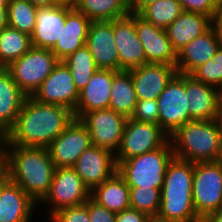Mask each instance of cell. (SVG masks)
Segmentation results:
<instances>
[{"mask_svg": "<svg viewBox=\"0 0 222 222\" xmlns=\"http://www.w3.org/2000/svg\"><path fill=\"white\" fill-rule=\"evenodd\" d=\"M87 127L74 118L66 129L47 147L56 168L73 167L80 155L91 146Z\"/></svg>", "mask_w": 222, "mask_h": 222, "instance_id": "obj_13", "label": "cell"}, {"mask_svg": "<svg viewBox=\"0 0 222 222\" xmlns=\"http://www.w3.org/2000/svg\"><path fill=\"white\" fill-rule=\"evenodd\" d=\"M26 97L9 71L0 67V128L6 133L14 126Z\"/></svg>", "mask_w": 222, "mask_h": 222, "instance_id": "obj_26", "label": "cell"}, {"mask_svg": "<svg viewBox=\"0 0 222 222\" xmlns=\"http://www.w3.org/2000/svg\"><path fill=\"white\" fill-rule=\"evenodd\" d=\"M55 169L48 148L8 145L7 177L37 204L49 193Z\"/></svg>", "mask_w": 222, "mask_h": 222, "instance_id": "obj_2", "label": "cell"}, {"mask_svg": "<svg viewBox=\"0 0 222 222\" xmlns=\"http://www.w3.org/2000/svg\"><path fill=\"white\" fill-rule=\"evenodd\" d=\"M137 100L157 99L177 73L176 66L147 63L129 70Z\"/></svg>", "mask_w": 222, "mask_h": 222, "instance_id": "obj_20", "label": "cell"}, {"mask_svg": "<svg viewBox=\"0 0 222 222\" xmlns=\"http://www.w3.org/2000/svg\"><path fill=\"white\" fill-rule=\"evenodd\" d=\"M48 222H91L88 211V200L86 203L58 210Z\"/></svg>", "mask_w": 222, "mask_h": 222, "instance_id": "obj_36", "label": "cell"}, {"mask_svg": "<svg viewBox=\"0 0 222 222\" xmlns=\"http://www.w3.org/2000/svg\"><path fill=\"white\" fill-rule=\"evenodd\" d=\"M66 22V7L52 5L38 7L36 25L31 35L33 47L52 49L61 37Z\"/></svg>", "mask_w": 222, "mask_h": 222, "instance_id": "obj_22", "label": "cell"}, {"mask_svg": "<svg viewBox=\"0 0 222 222\" xmlns=\"http://www.w3.org/2000/svg\"><path fill=\"white\" fill-rule=\"evenodd\" d=\"M215 121L222 128V89L220 90L219 96H218L217 114H216Z\"/></svg>", "mask_w": 222, "mask_h": 222, "instance_id": "obj_45", "label": "cell"}, {"mask_svg": "<svg viewBox=\"0 0 222 222\" xmlns=\"http://www.w3.org/2000/svg\"><path fill=\"white\" fill-rule=\"evenodd\" d=\"M213 25L217 29L220 41L222 43V0L219 2V6L213 20Z\"/></svg>", "mask_w": 222, "mask_h": 222, "instance_id": "obj_43", "label": "cell"}, {"mask_svg": "<svg viewBox=\"0 0 222 222\" xmlns=\"http://www.w3.org/2000/svg\"><path fill=\"white\" fill-rule=\"evenodd\" d=\"M130 207L146 213L149 216L157 215L161 203V189L154 187H130Z\"/></svg>", "mask_w": 222, "mask_h": 222, "instance_id": "obj_34", "label": "cell"}, {"mask_svg": "<svg viewBox=\"0 0 222 222\" xmlns=\"http://www.w3.org/2000/svg\"><path fill=\"white\" fill-rule=\"evenodd\" d=\"M86 46L99 69L120 71V59L113 34V20L91 21Z\"/></svg>", "mask_w": 222, "mask_h": 222, "instance_id": "obj_17", "label": "cell"}, {"mask_svg": "<svg viewBox=\"0 0 222 222\" xmlns=\"http://www.w3.org/2000/svg\"><path fill=\"white\" fill-rule=\"evenodd\" d=\"M88 211L91 222H116V213L99 205L91 197L88 199Z\"/></svg>", "mask_w": 222, "mask_h": 222, "instance_id": "obj_39", "label": "cell"}, {"mask_svg": "<svg viewBox=\"0 0 222 222\" xmlns=\"http://www.w3.org/2000/svg\"><path fill=\"white\" fill-rule=\"evenodd\" d=\"M80 121L90 133L91 144L108 149L114 155L119 150L127 117L111 108L85 113Z\"/></svg>", "mask_w": 222, "mask_h": 222, "instance_id": "obj_11", "label": "cell"}, {"mask_svg": "<svg viewBox=\"0 0 222 222\" xmlns=\"http://www.w3.org/2000/svg\"><path fill=\"white\" fill-rule=\"evenodd\" d=\"M220 89L196 81L186 75V96L188 113L192 120H214L217 114Z\"/></svg>", "mask_w": 222, "mask_h": 222, "instance_id": "obj_24", "label": "cell"}, {"mask_svg": "<svg viewBox=\"0 0 222 222\" xmlns=\"http://www.w3.org/2000/svg\"><path fill=\"white\" fill-rule=\"evenodd\" d=\"M221 45L218 31L212 25L177 52V73L190 75L197 67L209 61Z\"/></svg>", "mask_w": 222, "mask_h": 222, "instance_id": "obj_18", "label": "cell"}, {"mask_svg": "<svg viewBox=\"0 0 222 222\" xmlns=\"http://www.w3.org/2000/svg\"><path fill=\"white\" fill-rule=\"evenodd\" d=\"M117 71L98 69L88 84L79 93V99L73 112L76 119L93 110L109 108L113 75Z\"/></svg>", "mask_w": 222, "mask_h": 222, "instance_id": "obj_21", "label": "cell"}, {"mask_svg": "<svg viewBox=\"0 0 222 222\" xmlns=\"http://www.w3.org/2000/svg\"><path fill=\"white\" fill-rule=\"evenodd\" d=\"M186 74L176 73L157 98L158 125L170 137L179 127L193 121L188 113Z\"/></svg>", "mask_w": 222, "mask_h": 222, "instance_id": "obj_9", "label": "cell"}, {"mask_svg": "<svg viewBox=\"0 0 222 222\" xmlns=\"http://www.w3.org/2000/svg\"><path fill=\"white\" fill-rule=\"evenodd\" d=\"M0 144H8L7 133L0 128Z\"/></svg>", "mask_w": 222, "mask_h": 222, "instance_id": "obj_50", "label": "cell"}, {"mask_svg": "<svg viewBox=\"0 0 222 222\" xmlns=\"http://www.w3.org/2000/svg\"><path fill=\"white\" fill-rule=\"evenodd\" d=\"M37 9L28 0L8 1V26L31 36L36 25Z\"/></svg>", "mask_w": 222, "mask_h": 222, "instance_id": "obj_33", "label": "cell"}, {"mask_svg": "<svg viewBox=\"0 0 222 222\" xmlns=\"http://www.w3.org/2000/svg\"><path fill=\"white\" fill-rule=\"evenodd\" d=\"M203 222H222V207L216 212L212 213Z\"/></svg>", "mask_w": 222, "mask_h": 222, "instance_id": "obj_47", "label": "cell"}, {"mask_svg": "<svg viewBox=\"0 0 222 222\" xmlns=\"http://www.w3.org/2000/svg\"><path fill=\"white\" fill-rule=\"evenodd\" d=\"M159 108L157 99L137 100L131 119L158 125Z\"/></svg>", "mask_w": 222, "mask_h": 222, "instance_id": "obj_37", "label": "cell"}, {"mask_svg": "<svg viewBox=\"0 0 222 222\" xmlns=\"http://www.w3.org/2000/svg\"><path fill=\"white\" fill-rule=\"evenodd\" d=\"M7 5L8 3H0V31L8 26Z\"/></svg>", "mask_w": 222, "mask_h": 222, "instance_id": "obj_44", "label": "cell"}, {"mask_svg": "<svg viewBox=\"0 0 222 222\" xmlns=\"http://www.w3.org/2000/svg\"><path fill=\"white\" fill-rule=\"evenodd\" d=\"M8 144H0V181L7 177Z\"/></svg>", "mask_w": 222, "mask_h": 222, "instance_id": "obj_41", "label": "cell"}, {"mask_svg": "<svg viewBox=\"0 0 222 222\" xmlns=\"http://www.w3.org/2000/svg\"><path fill=\"white\" fill-rule=\"evenodd\" d=\"M137 102L130 71H117L113 75L109 108L117 113L131 117Z\"/></svg>", "mask_w": 222, "mask_h": 222, "instance_id": "obj_28", "label": "cell"}, {"mask_svg": "<svg viewBox=\"0 0 222 222\" xmlns=\"http://www.w3.org/2000/svg\"><path fill=\"white\" fill-rule=\"evenodd\" d=\"M183 12L178 0H157L138 14L155 26L166 29Z\"/></svg>", "mask_w": 222, "mask_h": 222, "instance_id": "obj_32", "label": "cell"}, {"mask_svg": "<svg viewBox=\"0 0 222 222\" xmlns=\"http://www.w3.org/2000/svg\"><path fill=\"white\" fill-rule=\"evenodd\" d=\"M38 204L8 177L0 181V222H32Z\"/></svg>", "mask_w": 222, "mask_h": 222, "instance_id": "obj_19", "label": "cell"}, {"mask_svg": "<svg viewBox=\"0 0 222 222\" xmlns=\"http://www.w3.org/2000/svg\"><path fill=\"white\" fill-rule=\"evenodd\" d=\"M113 34L120 59V71L147 64L144 48L135 28V13L113 20Z\"/></svg>", "mask_w": 222, "mask_h": 222, "instance_id": "obj_14", "label": "cell"}, {"mask_svg": "<svg viewBox=\"0 0 222 222\" xmlns=\"http://www.w3.org/2000/svg\"><path fill=\"white\" fill-rule=\"evenodd\" d=\"M135 28L147 63L175 66L177 53L168 39L165 29L155 26L135 13Z\"/></svg>", "mask_w": 222, "mask_h": 222, "instance_id": "obj_15", "label": "cell"}, {"mask_svg": "<svg viewBox=\"0 0 222 222\" xmlns=\"http://www.w3.org/2000/svg\"><path fill=\"white\" fill-rule=\"evenodd\" d=\"M147 222H174V221L164 219L158 215H152L149 216Z\"/></svg>", "mask_w": 222, "mask_h": 222, "instance_id": "obj_49", "label": "cell"}, {"mask_svg": "<svg viewBox=\"0 0 222 222\" xmlns=\"http://www.w3.org/2000/svg\"><path fill=\"white\" fill-rule=\"evenodd\" d=\"M72 168L90 191L117 171L115 155L108 149L93 145L80 155Z\"/></svg>", "mask_w": 222, "mask_h": 222, "instance_id": "obj_16", "label": "cell"}, {"mask_svg": "<svg viewBox=\"0 0 222 222\" xmlns=\"http://www.w3.org/2000/svg\"><path fill=\"white\" fill-rule=\"evenodd\" d=\"M90 23L91 21L75 8L66 7V22L61 37L51 49L59 61L65 60L77 49L86 45Z\"/></svg>", "mask_w": 222, "mask_h": 222, "instance_id": "obj_23", "label": "cell"}, {"mask_svg": "<svg viewBox=\"0 0 222 222\" xmlns=\"http://www.w3.org/2000/svg\"><path fill=\"white\" fill-rule=\"evenodd\" d=\"M192 193L196 213L202 221L222 207V171L219 161L194 163Z\"/></svg>", "mask_w": 222, "mask_h": 222, "instance_id": "obj_6", "label": "cell"}, {"mask_svg": "<svg viewBox=\"0 0 222 222\" xmlns=\"http://www.w3.org/2000/svg\"><path fill=\"white\" fill-rule=\"evenodd\" d=\"M149 215L131 207L116 213V222H147Z\"/></svg>", "mask_w": 222, "mask_h": 222, "instance_id": "obj_40", "label": "cell"}, {"mask_svg": "<svg viewBox=\"0 0 222 222\" xmlns=\"http://www.w3.org/2000/svg\"><path fill=\"white\" fill-rule=\"evenodd\" d=\"M157 0H128V7L130 12L139 13L145 6Z\"/></svg>", "mask_w": 222, "mask_h": 222, "instance_id": "obj_42", "label": "cell"}, {"mask_svg": "<svg viewBox=\"0 0 222 222\" xmlns=\"http://www.w3.org/2000/svg\"><path fill=\"white\" fill-rule=\"evenodd\" d=\"M194 163L173 157L161 188L158 216L174 222H203L193 204Z\"/></svg>", "mask_w": 222, "mask_h": 222, "instance_id": "obj_3", "label": "cell"}, {"mask_svg": "<svg viewBox=\"0 0 222 222\" xmlns=\"http://www.w3.org/2000/svg\"><path fill=\"white\" fill-rule=\"evenodd\" d=\"M63 62L69 68L79 92L86 87L93 74L99 69L86 45L77 49Z\"/></svg>", "mask_w": 222, "mask_h": 222, "instance_id": "obj_31", "label": "cell"}, {"mask_svg": "<svg viewBox=\"0 0 222 222\" xmlns=\"http://www.w3.org/2000/svg\"><path fill=\"white\" fill-rule=\"evenodd\" d=\"M32 47L30 35L5 27L0 31V67L6 68Z\"/></svg>", "mask_w": 222, "mask_h": 222, "instance_id": "obj_30", "label": "cell"}, {"mask_svg": "<svg viewBox=\"0 0 222 222\" xmlns=\"http://www.w3.org/2000/svg\"><path fill=\"white\" fill-rule=\"evenodd\" d=\"M36 7H49L52 6V0H28Z\"/></svg>", "mask_w": 222, "mask_h": 222, "instance_id": "obj_48", "label": "cell"}, {"mask_svg": "<svg viewBox=\"0 0 222 222\" xmlns=\"http://www.w3.org/2000/svg\"><path fill=\"white\" fill-rule=\"evenodd\" d=\"M196 81L222 89V45L214 56L190 74Z\"/></svg>", "mask_w": 222, "mask_h": 222, "instance_id": "obj_35", "label": "cell"}, {"mask_svg": "<svg viewBox=\"0 0 222 222\" xmlns=\"http://www.w3.org/2000/svg\"><path fill=\"white\" fill-rule=\"evenodd\" d=\"M0 3H8V0H0Z\"/></svg>", "mask_w": 222, "mask_h": 222, "instance_id": "obj_52", "label": "cell"}, {"mask_svg": "<svg viewBox=\"0 0 222 222\" xmlns=\"http://www.w3.org/2000/svg\"><path fill=\"white\" fill-rule=\"evenodd\" d=\"M169 136L157 124L139 122L127 118L119 150L115 154L116 165L132 157L164 146Z\"/></svg>", "mask_w": 222, "mask_h": 222, "instance_id": "obj_10", "label": "cell"}, {"mask_svg": "<svg viewBox=\"0 0 222 222\" xmlns=\"http://www.w3.org/2000/svg\"><path fill=\"white\" fill-rule=\"evenodd\" d=\"M183 11L202 13L214 20L220 0H178Z\"/></svg>", "mask_w": 222, "mask_h": 222, "instance_id": "obj_38", "label": "cell"}, {"mask_svg": "<svg viewBox=\"0 0 222 222\" xmlns=\"http://www.w3.org/2000/svg\"><path fill=\"white\" fill-rule=\"evenodd\" d=\"M90 197L91 191L72 167L56 168L49 193L38 204V210L39 205H47L49 219L58 210L84 204Z\"/></svg>", "mask_w": 222, "mask_h": 222, "instance_id": "obj_8", "label": "cell"}, {"mask_svg": "<svg viewBox=\"0 0 222 222\" xmlns=\"http://www.w3.org/2000/svg\"><path fill=\"white\" fill-rule=\"evenodd\" d=\"M78 0H52V5L64 6L74 9Z\"/></svg>", "mask_w": 222, "mask_h": 222, "instance_id": "obj_46", "label": "cell"}, {"mask_svg": "<svg viewBox=\"0 0 222 222\" xmlns=\"http://www.w3.org/2000/svg\"><path fill=\"white\" fill-rule=\"evenodd\" d=\"M79 93L69 68L59 61L31 97L39 103L64 106L74 112Z\"/></svg>", "mask_w": 222, "mask_h": 222, "instance_id": "obj_12", "label": "cell"}, {"mask_svg": "<svg viewBox=\"0 0 222 222\" xmlns=\"http://www.w3.org/2000/svg\"><path fill=\"white\" fill-rule=\"evenodd\" d=\"M74 118L67 107L39 103L27 96L14 126L7 132L8 145L47 148Z\"/></svg>", "mask_w": 222, "mask_h": 222, "instance_id": "obj_1", "label": "cell"}, {"mask_svg": "<svg viewBox=\"0 0 222 222\" xmlns=\"http://www.w3.org/2000/svg\"><path fill=\"white\" fill-rule=\"evenodd\" d=\"M130 187L116 171L108 180L91 191V198L115 213L130 207Z\"/></svg>", "mask_w": 222, "mask_h": 222, "instance_id": "obj_27", "label": "cell"}, {"mask_svg": "<svg viewBox=\"0 0 222 222\" xmlns=\"http://www.w3.org/2000/svg\"><path fill=\"white\" fill-rule=\"evenodd\" d=\"M174 157L190 162L218 161L222 157V128L214 120H193L170 137Z\"/></svg>", "mask_w": 222, "mask_h": 222, "instance_id": "obj_4", "label": "cell"}, {"mask_svg": "<svg viewBox=\"0 0 222 222\" xmlns=\"http://www.w3.org/2000/svg\"><path fill=\"white\" fill-rule=\"evenodd\" d=\"M75 9L90 21H112L130 14L126 0H78Z\"/></svg>", "mask_w": 222, "mask_h": 222, "instance_id": "obj_29", "label": "cell"}, {"mask_svg": "<svg viewBox=\"0 0 222 222\" xmlns=\"http://www.w3.org/2000/svg\"><path fill=\"white\" fill-rule=\"evenodd\" d=\"M213 20L202 13L183 11L165 30L176 53L194 38L205 33Z\"/></svg>", "mask_w": 222, "mask_h": 222, "instance_id": "obj_25", "label": "cell"}, {"mask_svg": "<svg viewBox=\"0 0 222 222\" xmlns=\"http://www.w3.org/2000/svg\"><path fill=\"white\" fill-rule=\"evenodd\" d=\"M59 60L51 49L32 47L6 69L18 87L32 96L42 82L51 74Z\"/></svg>", "mask_w": 222, "mask_h": 222, "instance_id": "obj_7", "label": "cell"}, {"mask_svg": "<svg viewBox=\"0 0 222 222\" xmlns=\"http://www.w3.org/2000/svg\"><path fill=\"white\" fill-rule=\"evenodd\" d=\"M220 163L221 171H222V157L218 160Z\"/></svg>", "mask_w": 222, "mask_h": 222, "instance_id": "obj_51", "label": "cell"}, {"mask_svg": "<svg viewBox=\"0 0 222 222\" xmlns=\"http://www.w3.org/2000/svg\"><path fill=\"white\" fill-rule=\"evenodd\" d=\"M173 157L172 145L168 141L160 148L119 162L117 172L129 187L161 189L166 168Z\"/></svg>", "mask_w": 222, "mask_h": 222, "instance_id": "obj_5", "label": "cell"}]
</instances>
